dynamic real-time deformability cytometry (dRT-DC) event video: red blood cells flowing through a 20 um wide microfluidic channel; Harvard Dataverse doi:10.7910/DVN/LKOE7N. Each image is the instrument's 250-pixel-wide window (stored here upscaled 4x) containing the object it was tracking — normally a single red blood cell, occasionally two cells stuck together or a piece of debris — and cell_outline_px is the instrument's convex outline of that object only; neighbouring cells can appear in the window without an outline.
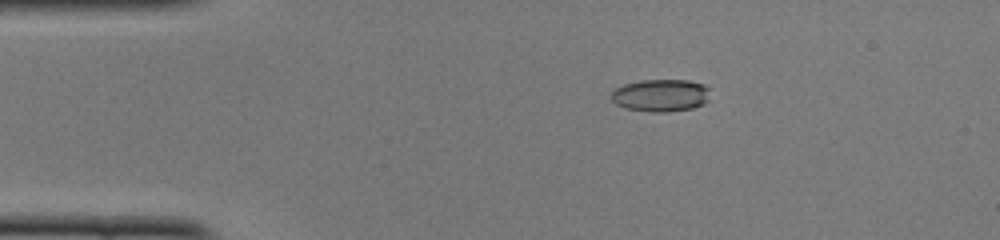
{"species": "common noctule bat (a hibernating species)", "species_latin": "Nyctalus noctula", "temperature_condition": "cold", "stored_images_in_passage": 49, "camera_frame_rate_fps": 3000, "um_per_image_px": 0.085, "animal": {"sex": "female", "body_mass_g": 22.0, "forearm_length_mm": 56.7}, "frame": {"image": 1, "passage_image": 9, "time_ms": 2.667, "image_size_px": [1000, 240], "cell_outline_px": [[708, 100], [704, 104], [692, 108], [664, 112], [652, 112], [624, 108], [616, 104], [612, 100], [612, 92], [616, 88], [624, 84], [640, 80], [688, 80], [704, 84], [708, 88]], "centroid_in_image_um": [56.16, 8.1], "position_along_channel_um": 28.8, "area_um2": 18.67}}
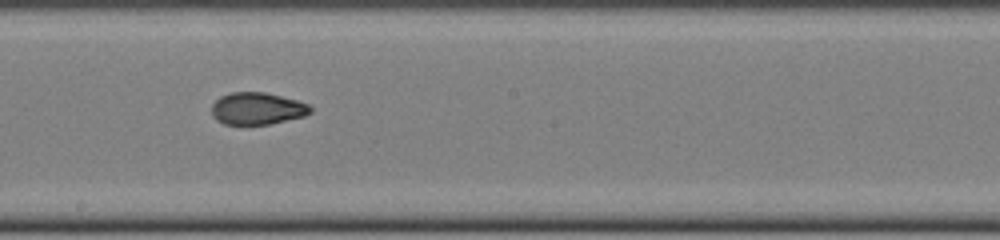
{"frame": {"image": 2, "passage_image": 27, "time_ms": 8.667, "image_size_px": [1000, 240], "cell_outline_px": [[312, 112], [304, 116], [268, 124], [224, 124], [216, 120], [212, 116], [212, 104], [220, 96], [232, 92], [264, 92], [296, 100], [308, 104], [312, 108]], "centroid_in_image_um": [21.84, 9.22], "position_along_channel_um": 226.4, "area_um2": 18.38}}
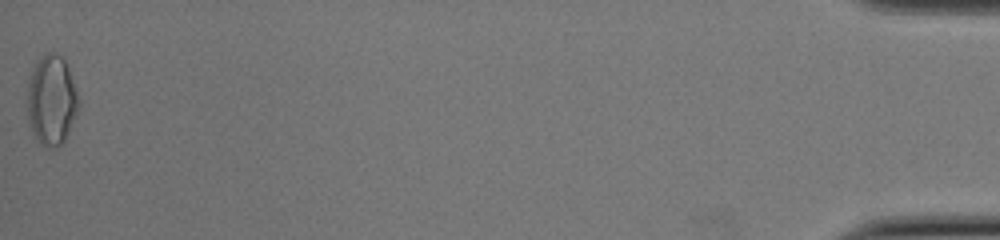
{"frame": {"image": 3, "passage_image": 49, "time_ms": 16.0, "image_size_px": [1000, 240], "cell_outline_px": [[80, 108], [64, 140], [56, 148], [44, 148], [40, 144], [28, 124], [28, 76], [36, 60], [48, 52], [56, 52], [64, 60], [68, 68], [76, 88], [80, 100]], "centroid_in_image_um": [4.38, 8.52], "position_along_channel_um": 430.8, "area_um2": 27.22}, "authors_computed_cell_mechanics": {"area_um2": 19.1318, "velocity_mm_per_s": 4.1267, "shape_relaxation_time_tau1_ms": null, "shape_relaxation_time_tau2_ms": 1.5054, "deformation_change_tau1": null, "deformation_change_tau2": 0.0652}}